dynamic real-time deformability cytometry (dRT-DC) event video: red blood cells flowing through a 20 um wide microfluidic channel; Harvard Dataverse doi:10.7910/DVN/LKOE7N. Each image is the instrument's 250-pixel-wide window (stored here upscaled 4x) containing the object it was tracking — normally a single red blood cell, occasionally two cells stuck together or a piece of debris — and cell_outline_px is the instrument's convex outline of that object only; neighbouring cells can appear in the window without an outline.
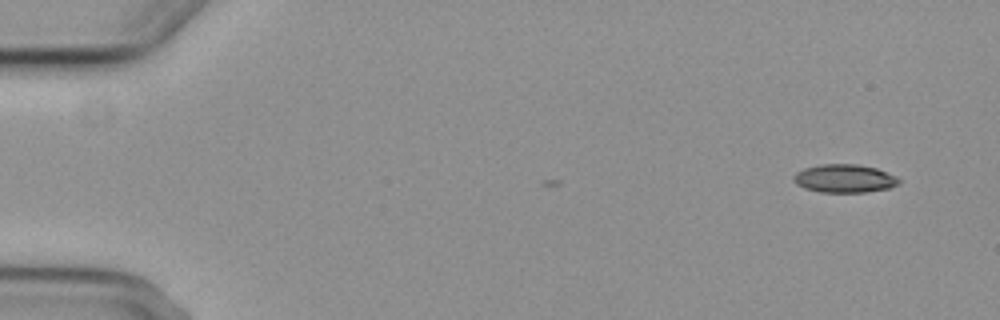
{"species": "common noctule bat (a hibernating species)", "species_latin": "Nyctalus noctula", "temperature_condition": "cold", "stored_images_in_passage": 2, "camera_frame_rate_fps": 3000, "um_per_image_px": 0.085, "animal": {"sex": "female", "body_mass_g": 29.2, "forearm_length_mm": 56.3}, "frame": {"image": 1, "passage_image": 2, "time_ms": 1.333, "image_size_px": [1000, 320], "cell_outline_px": [[900, 184], [888, 188], [864, 192], [820, 192], [804, 188], [796, 184], [796, 172], [804, 168], [820, 164], [856, 164], [876, 168], [896, 176], [900, 180]], "centroid_in_image_um": [71.8, 15.17], "position_along_channel_um": 13.2, "area_um2": 17.17}}